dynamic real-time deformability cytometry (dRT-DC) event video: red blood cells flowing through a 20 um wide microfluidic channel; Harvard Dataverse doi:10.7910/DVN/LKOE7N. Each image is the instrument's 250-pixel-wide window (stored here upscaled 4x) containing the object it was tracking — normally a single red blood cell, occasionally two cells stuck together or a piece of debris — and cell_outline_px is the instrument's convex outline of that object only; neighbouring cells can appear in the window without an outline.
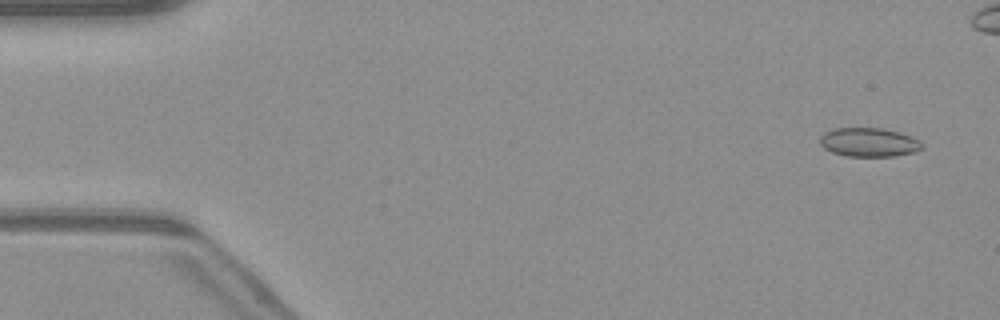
{"species": "common noctule bat (a hibernating species)", "species_latin": "Nyctalus noctula", "temperature_condition": "warm", "stored_images_in_passage": 52, "camera_frame_rate_fps": 3000, "um_per_image_px": 0.085, "animal": {"sex": "male", "body_mass_g": 23.1, "forearm_length_mm": 52.7}, "frame": {"image": 1, "passage_image": 3, "time_ms": 0.667, "image_size_px": [1000, 320], "cell_outline_px": [[924, 148], [912, 152], [896, 156], [848, 156], [832, 152], [824, 148], [820, 144], [820, 136], [824, 132], [832, 128], [884, 128], [900, 132], [920, 140], [924, 144]], "centroid_in_image_um": [73.87, 12.08], "position_along_channel_um": 11.1, "area_um2": 17.34}}
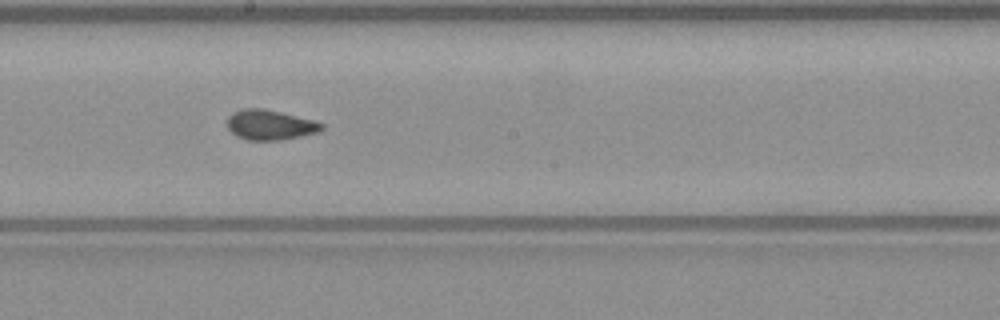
{"frame": {"image": 2, "passage_image": 28, "time_ms": 9.0, "image_size_px": [1000, 320], "cell_outline_px": [[324, 128], [320, 132], [280, 140], [248, 140], [236, 136], [228, 128], [228, 116], [232, 112], [244, 108], [264, 108], [312, 120], [324, 124]], "centroid_in_image_um": [22.94, 10.61], "position_along_channel_um": 225.3, "area_um2": 16.47}}
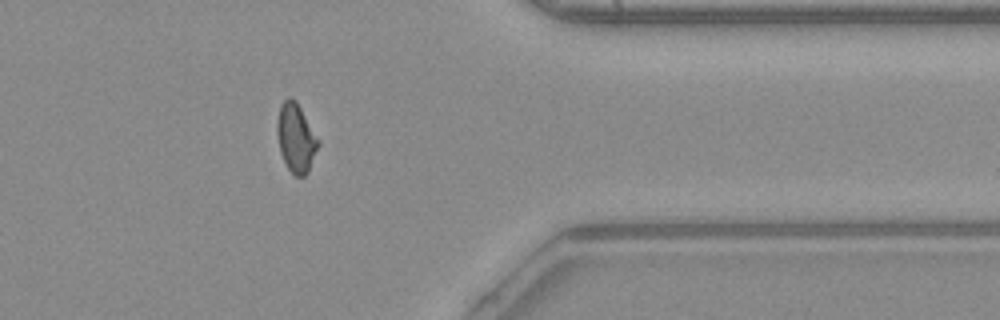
{"frame": {"image": 3, "passage_image": 41, "time_ms": 13.333, "image_size_px": [1000, 320], "cell_outline_px": [[320, 144], [308, 172], [304, 176], [296, 176], [288, 168], [280, 152], [276, 132], [276, 120], [280, 104], [288, 96], [292, 96], [296, 100], [320, 140]], "centroid_in_image_um": [25.15, 11.68], "position_along_channel_um": 386.2, "area_um2": 16.76}, "authors_computed_cell_mechanics": {"area_um2": 16.6464, "velocity_mm_per_s": 4.118, "shape_relaxation_time_tau1_ms": null, "shape_relaxation_time_tau2_ms": 1.0934, "deformation_change_tau1": null, "deformation_change_tau2": 0.0636}}